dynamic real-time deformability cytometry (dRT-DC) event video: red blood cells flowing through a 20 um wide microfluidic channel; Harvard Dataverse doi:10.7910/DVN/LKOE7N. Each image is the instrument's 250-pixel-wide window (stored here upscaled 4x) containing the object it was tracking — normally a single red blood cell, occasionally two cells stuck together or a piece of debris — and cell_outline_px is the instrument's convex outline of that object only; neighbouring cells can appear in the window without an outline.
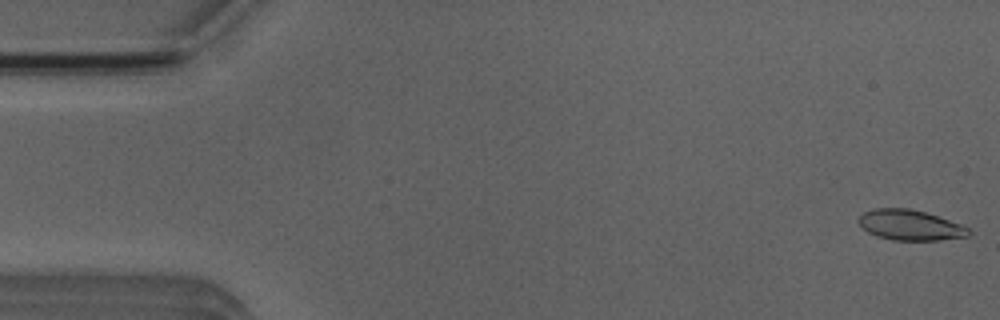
{"species": "Egyptian fruit bat (a non-hibernating species)", "species_latin": "Rousettus aegyptiacus", "temperature_condition": "room temperature", "stored_images_in_passage": 52, "camera_frame_rate_fps": 3000, "um_per_image_px": 0.085, "animal": {"sex": "male"}, "frame": {"image": 1, "passage_image": 1, "time_ms": 0.0, "image_size_px": [1000, 320], "cell_outline_px": [[972, 232], [968, 236], [940, 240], [892, 240], [876, 236], [868, 232], [856, 220], [864, 212], [872, 208], [908, 208], [924, 212], [960, 224], [968, 228]], "centroid_in_image_um": [77.33, 19.13], "position_along_channel_um": 7.7, "area_um2": 19.36}}
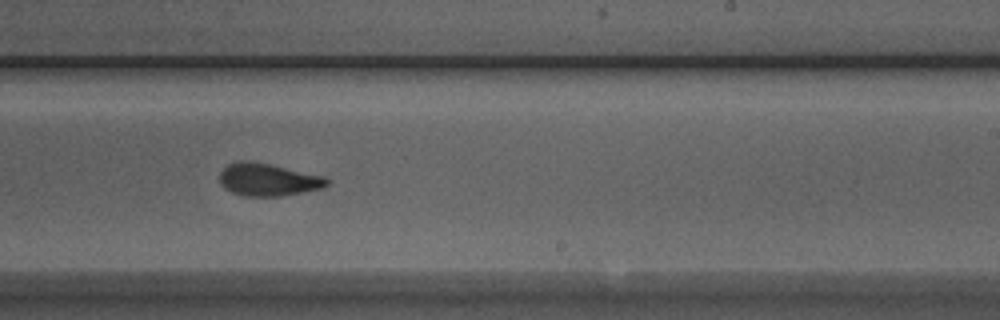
{"frame": {"image": 2, "passage_image": 31, "time_ms": 10.0, "image_size_px": [1000, 320], "cell_outline_px": [[328, 184], [324, 188], [280, 196], [244, 196], [232, 192], [224, 188], [220, 184], [220, 172], [228, 164], [236, 160], [248, 160], [268, 164], [324, 176], [328, 180]], "centroid_in_image_um": [22.75, 15.27], "position_along_channel_um": 266.3, "area_um2": 20.29}}
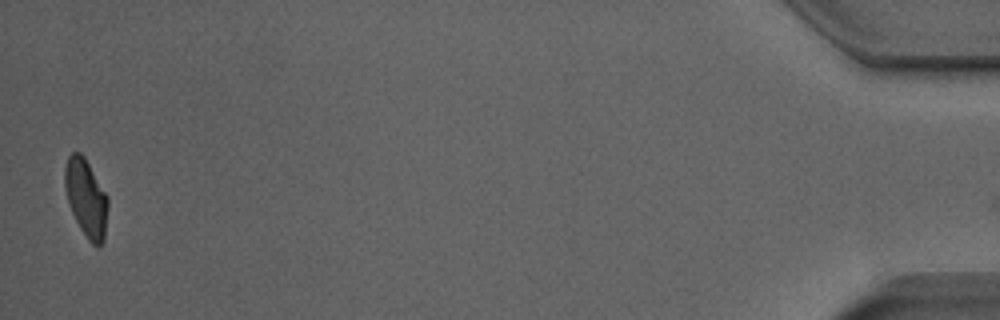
{"frame": {"image": 3, "passage_image": 51, "time_ms": 16.667, "image_size_px": [1000, 320], "cell_outline_px": [[108, 204], [104, 240], [96, 248], [88, 240], [80, 228], [68, 204], [64, 184], [64, 168], [68, 156], [72, 152], [80, 152], [84, 156], [108, 196]], "centroid_in_image_um": [7.31, 16.82], "position_along_channel_um": 427.9, "area_um2": 19.59}, "authors_computed_cell_mechanics": {"area_um2": 20.3167, "velocity_mm_per_s": 3.9269, "shape_relaxation_time_tau1_ms": 4.3344, "shape_relaxation_time_tau2_ms": 1.864, "deformation_change_tau1": 0.1354, "deformation_change_tau2": 0.078}}